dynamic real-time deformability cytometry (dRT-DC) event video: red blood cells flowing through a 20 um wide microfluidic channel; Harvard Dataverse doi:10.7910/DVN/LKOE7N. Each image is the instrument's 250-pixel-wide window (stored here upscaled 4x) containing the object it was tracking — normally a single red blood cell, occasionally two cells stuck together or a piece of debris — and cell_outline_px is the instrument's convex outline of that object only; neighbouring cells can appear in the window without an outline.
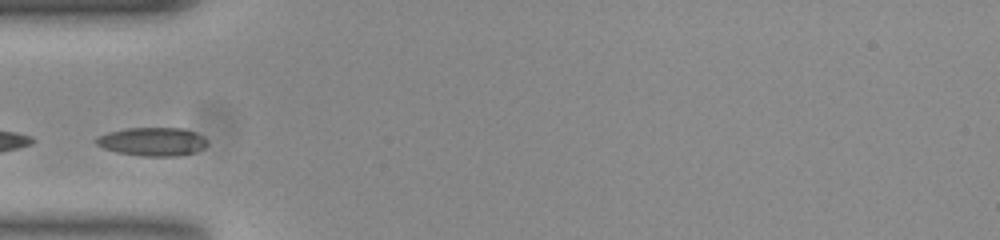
{"species": "common noctule bat (a hibernating species)", "species_latin": "Nyctalus noctula", "temperature_condition": "room temperature", "stored_images_in_passage": 25, "camera_frame_rate_fps": 3000, "um_per_image_px": 0.085, "animal": {"sex": "female", "body_mass_g": 23.0, "forearm_length_mm": 53.4}, "frame": {"image": 1, "passage_image": 1, "time_ms": 0.0, "image_size_px": [1000, 240], "cell_outline_px": [[208, 144], [204, 148], [192, 152], [176, 156], [140, 156], [116, 152], [104, 148], [96, 144], [96, 140], [100, 136], [108, 132], [128, 128], [184, 128], [196, 132], [208, 140]], "centroid_in_image_um": [12.99, 12.04], "position_along_channel_um": 72.0, "area_um2": 18.38}}
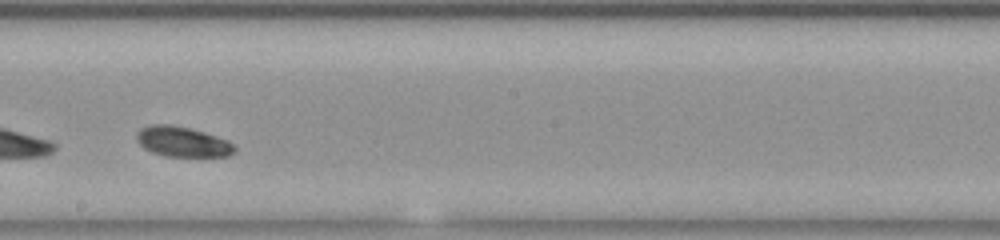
{"frame": {"image": 2, "passage_image": 14, "time_ms": 4.333, "image_size_px": [1000, 240], "cell_outline_px": [[236, 152], [228, 156], [164, 156], [152, 152], [144, 148], [136, 140], [136, 132], [140, 128], [148, 124], [172, 124], [204, 132], [228, 140], [236, 148]], "centroid_in_image_um": [15.48, 12.04], "position_along_channel_um": 232.7, "area_um2": 17.34}}
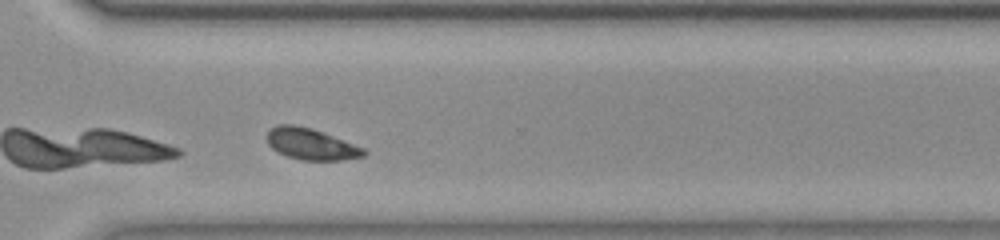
{"frame": {"image": 3, "passage_image": 23, "time_ms": 7.333, "image_size_px": [1000, 240], "cell_outline_px": [[368, 152], [364, 156], [344, 160], [300, 160], [288, 156], [272, 148], [268, 144], [268, 132], [276, 124], [296, 124], [312, 128], [324, 132], [364, 148]], "centroid_in_image_um": [26.46, 12.24], "position_along_channel_um": 344.1, "area_um2": 17.69}}